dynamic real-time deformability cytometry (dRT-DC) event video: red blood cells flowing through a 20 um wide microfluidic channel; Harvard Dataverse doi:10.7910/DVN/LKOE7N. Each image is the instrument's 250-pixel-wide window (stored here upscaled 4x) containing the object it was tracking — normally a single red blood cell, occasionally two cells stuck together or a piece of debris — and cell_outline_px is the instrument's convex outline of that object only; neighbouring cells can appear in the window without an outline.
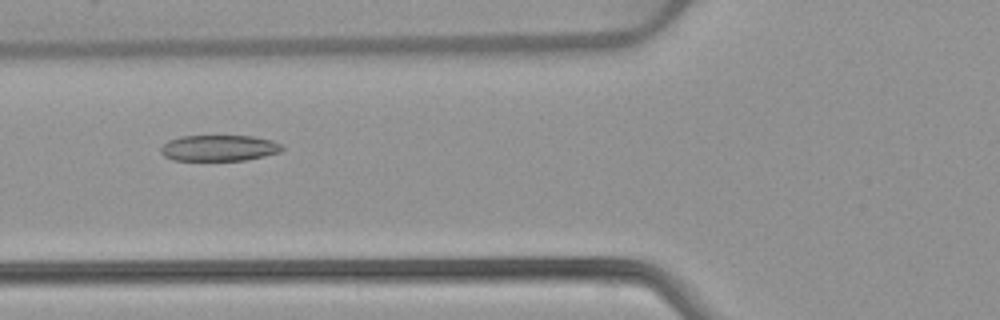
{"species": "common noctule bat (a hibernating species)", "species_latin": "Nyctalus noctula", "temperature_condition": "warm", "stored_images_in_passage": 52, "camera_frame_rate_fps": 3000, "um_per_image_px": 0.085, "animal": {"sex": "female", "body_mass_g": 22.7, "forearm_length_mm": 54.2}, "frame": {"image": 1, "passage_image": 20, "time_ms": 6.333, "image_size_px": [1000, 320], "cell_outline_px": [[284, 148], [280, 152], [264, 156], [244, 160], [172, 160], [164, 156], [160, 152], [160, 148], [168, 140], [180, 136], [252, 136], [272, 140], [280, 144]], "centroid_in_image_um": [18.6, 12.58], "position_along_channel_um": 107.2, "area_um2": 18.38}}
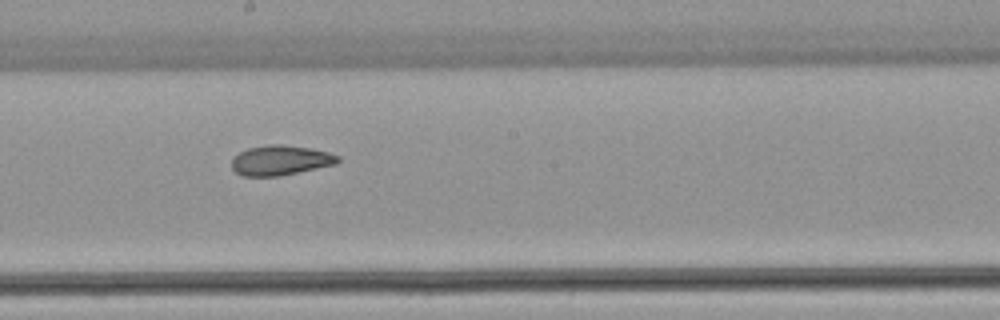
{"frame": {"image": 2, "passage_image": 29, "time_ms": 9.333, "image_size_px": [1000, 320], "cell_outline_px": [[340, 160], [336, 164], [280, 176], [240, 176], [232, 168], [232, 156], [248, 148], [268, 144], [280, 144], [308, 148], [328, 152], [340, 156]], "centroid_in_image_um": [23.81, 13.63], "position_along_channel_um": 224.4, "area_um2": 18.55}}
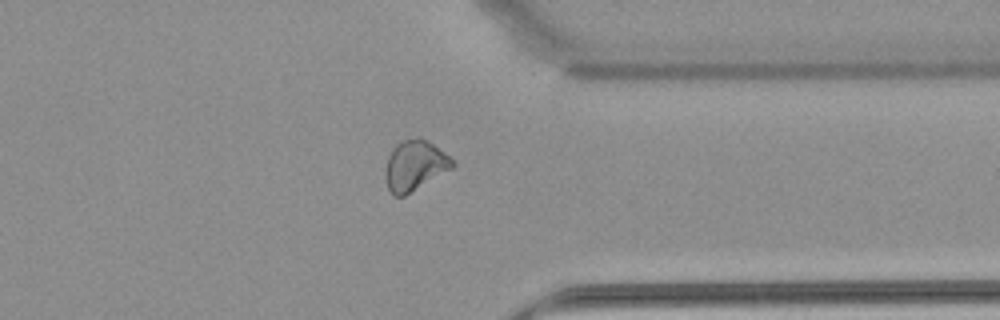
{"frame": {"image": 3, "passage_image": 41, "time_ms": 13.333, "image_size_px": [1000, 320], "cell_outline_px": [[456, 164], [452, 168], [404, 196], [396, 196], [388, 188], [388, 156], [392, 148], [396, 144], [404, 140], [428, 140], [444, 152]], "centroid_in_image_um": [35.3, 14.07], "position_along_channel_um": 376.1, "area_um2": 18.67}, "authors_computed_cell_mechanics": {"area_um2": 20.7502, "velocity_mm_per_s": 3.9058, "shape_relaxation_time_tau1_ms": 8.1546, "shape_relaxation_time_tau2_ms": 1.7928, "deformation_change_tau1": 0.1928, "deformation_change_tau2": 0.0673}}